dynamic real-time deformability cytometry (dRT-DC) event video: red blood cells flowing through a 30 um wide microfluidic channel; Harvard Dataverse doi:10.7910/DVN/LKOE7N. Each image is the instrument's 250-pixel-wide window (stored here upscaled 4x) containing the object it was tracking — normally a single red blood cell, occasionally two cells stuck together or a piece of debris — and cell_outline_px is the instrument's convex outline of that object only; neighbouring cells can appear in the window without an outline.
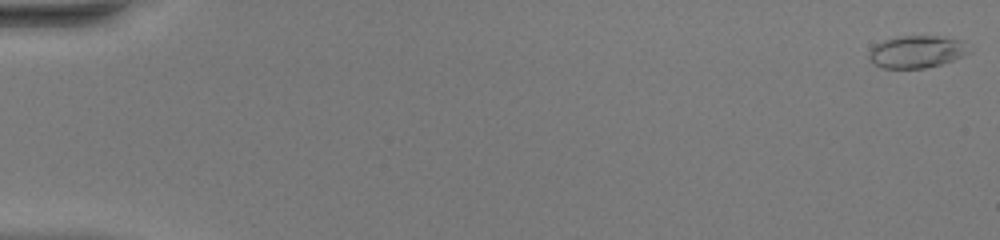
{"species": "common noctule bat (a hibernating species)", "species_latin": "Nyctalus noctula", "temperature_condition": "warm", "stored_images_in_passage": 9, "camera_frame_rate_fps": 3000, "um_per_image_px": 0.085, "animal": {"sex": "female", "body_mass_g": 20.0, "forearm_length_mm": 54.0}, "frame": {"image": 1, "passage_image": 1, "time_ms": 0.0, "image_size_px": [1000, 240], "cell_outline_px": [[972, 52], [964, 56], [940, 64], [924, 68], [884, 68], [872, 64], [868, 60], [868, 52], [872, 44], [884, 40], [904, 36], [936, 36], [964, 40]], "centroid_in_image_um": [77.9, 4.4], "position_along_channel_um": 7.1, "area_um2": 19.13}}